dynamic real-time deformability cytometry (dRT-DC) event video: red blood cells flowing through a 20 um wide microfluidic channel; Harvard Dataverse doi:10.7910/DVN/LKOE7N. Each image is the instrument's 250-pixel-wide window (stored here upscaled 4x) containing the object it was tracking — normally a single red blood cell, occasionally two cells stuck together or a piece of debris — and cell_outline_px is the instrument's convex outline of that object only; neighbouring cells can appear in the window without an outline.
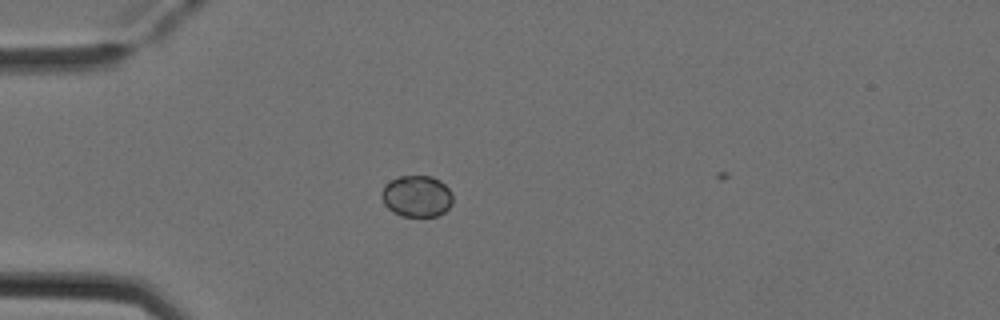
{"species": "Egyptian fruit bat (a non-hibernating species)", "species_latin": "Rousettus aegyptiacus", "temperature_condition": "cold", "stored_images_in_passage": 4, "camera_frame_rate_fps": 3000, "um_per_image_px": 0.085, "animal": {"sex": "female"}, "frame": {"image": 1, "passage_image": 4, "time_ms": 1.0, "image_size_px": [1000, 320], "cell_outline_px": [[452, 204], [444, 212], [436, 216], [400, 216], [392, 212], [384, 204], [380, 196], [380, 192], [384, 184], [400, 176], [432, 176], [440, 180], [452, 192]], "centroid_in_image_um": [35.4, 16.68], "position_along_channel_um": 49.6, "area_um2": 17.4}}